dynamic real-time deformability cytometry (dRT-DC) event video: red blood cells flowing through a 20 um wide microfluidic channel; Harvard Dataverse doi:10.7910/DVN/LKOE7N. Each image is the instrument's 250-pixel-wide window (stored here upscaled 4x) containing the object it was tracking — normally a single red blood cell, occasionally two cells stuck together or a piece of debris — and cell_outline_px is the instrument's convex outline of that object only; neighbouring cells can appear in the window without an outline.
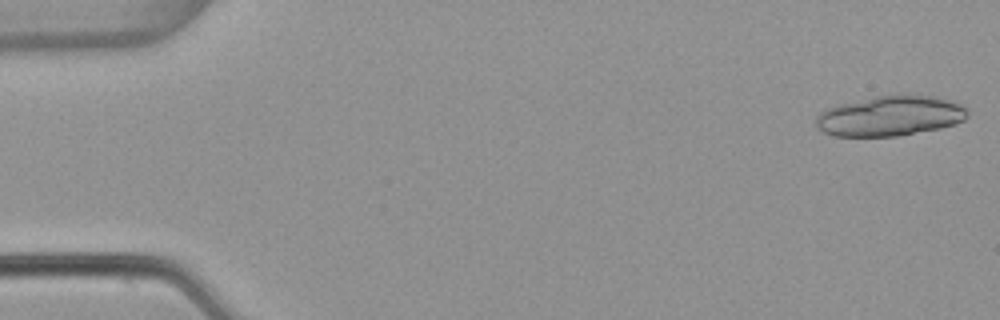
{"species": "common noctule bat (a hibernating species)", "species_latin": "Nyctalus noctula", "temperature_condition": "warm", "stored_images_in_passage": 5, "camera_frame_rate_fps": 3000, "um_per_image_px": 0.085, "animal": {"sex": "female", "body_mass_g": 22.7, "forearm_length_mm": 54.2}, "frame": {"image": 1, "passage_image": 1, "time_ms": 0.0, "image_size_px": [1000, 320], "cell_outline_px": [[968, 116], [964, 120], [956, 124], [940, 128], [896, 136], [832, 136], [816, 128], [816, 116], [820, 112], [828, 108], [840, 104], [892, 92], [900, 92], [936, 96], [952, 100], [968, 108]], "centroid_in_image_um": [75.7, 9.81], "position_along_channel_um": 9.3, "area_um2": 36.36}}